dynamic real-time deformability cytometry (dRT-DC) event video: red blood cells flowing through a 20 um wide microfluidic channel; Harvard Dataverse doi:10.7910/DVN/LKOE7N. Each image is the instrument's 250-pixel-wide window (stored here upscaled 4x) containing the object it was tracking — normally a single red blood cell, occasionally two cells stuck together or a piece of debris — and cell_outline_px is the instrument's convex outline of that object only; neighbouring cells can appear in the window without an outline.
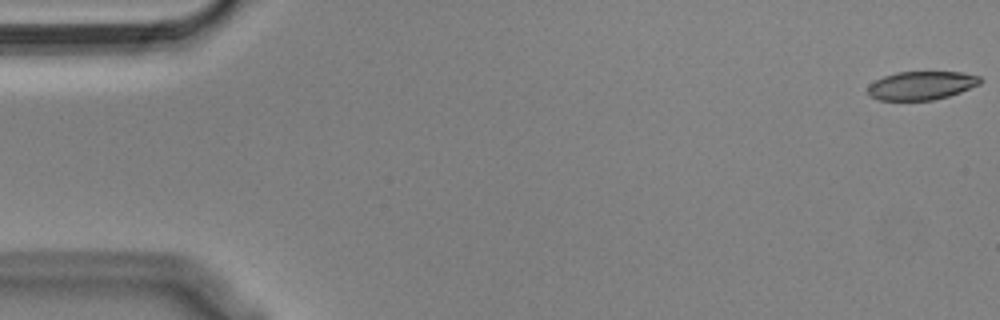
{"species": "Egyptian fruit bat (a non-hibernating species)", "species_latin": "Rousettus aegyptiacus", "temperature_condition": "cold", "stored_images_in_passage": 11, "camera_frame_rate_fps": 3000, "um_per_image_px": 0.085, "animal": {"sex": "male"}, "frame": {"image": 1, "passage_image": 1, "time_ms": 0.0, "image_size_px": [1000, 320], "cell_outline_px": [[984, 80], [980, 84], [960, 92], [948, 96], [932, 100], [880, 100], [868, 96], [868, 84], [884, 76], [896, 72], [964, 72], [980, 76]], "centroid_in_image_um": [78.33, 7.26], "position_along_channel_um": 6.7, "area_um2": 18.79}}